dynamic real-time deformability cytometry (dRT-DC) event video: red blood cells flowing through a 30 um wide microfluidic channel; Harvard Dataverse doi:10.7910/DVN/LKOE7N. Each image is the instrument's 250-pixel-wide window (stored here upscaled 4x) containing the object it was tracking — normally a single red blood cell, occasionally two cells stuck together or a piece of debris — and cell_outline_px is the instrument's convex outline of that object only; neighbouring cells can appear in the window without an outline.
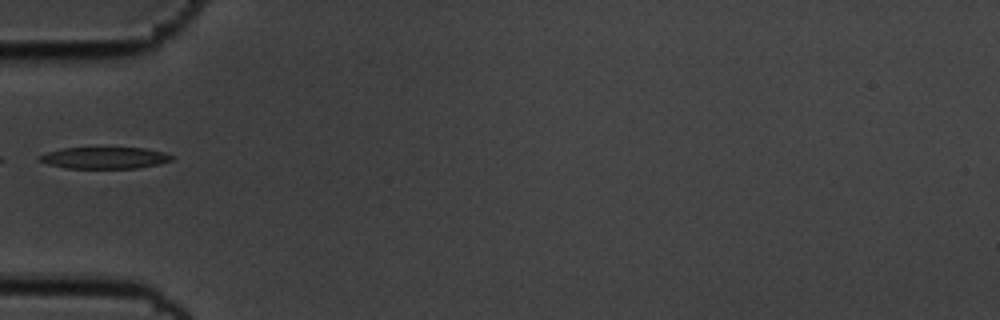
{"species": "common noctule bat (a hibernating species)", "species_latin": "Nyctalus noctula", "temperature_condition": "cold", "stored_images_in_passage": 36, "camera_frame_rate_fps": 3000, "um_per_image_px": 0.085, "animal": {"sex": "male", "body_mass_g": 19.5, "forearm_length_mm": 54.6}, "frame": {"image": 1, "passage_image": 1, "time_ms": 0.0, "image_size_px": [1000, 320], "cell_outline_px": [[176, 156], [172, 160], [160, 164], [136, 168], [64, 168], [48, 164], [36, 160], [36, 156], [48, 152], [64, 148], [144, 148], [164, 152]], "centroid_in_image_um": [8.89, 13.42], "position_along_channel_um": 76.1, "area_um2": 16.76}}
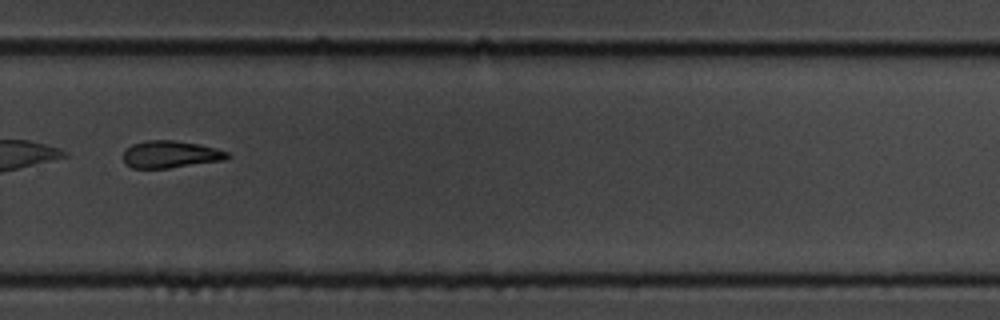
{"frame": {"image": 2, "passage_image": 21, "time_ms": 6.667, "image_size_px": [1000, 320], "cell_outline_px": [[232, 156], [224, 160], [168, 168], [132, 168], [124, 164], [124, 152], [132, 144], [144, 140], [172, 140], [196, 144], [216, 148], [228, 152]], "centroid_in_image_um": [14.48, 13.12], "position_along_channel_um": 315.3, "area_um2": 16.42}}